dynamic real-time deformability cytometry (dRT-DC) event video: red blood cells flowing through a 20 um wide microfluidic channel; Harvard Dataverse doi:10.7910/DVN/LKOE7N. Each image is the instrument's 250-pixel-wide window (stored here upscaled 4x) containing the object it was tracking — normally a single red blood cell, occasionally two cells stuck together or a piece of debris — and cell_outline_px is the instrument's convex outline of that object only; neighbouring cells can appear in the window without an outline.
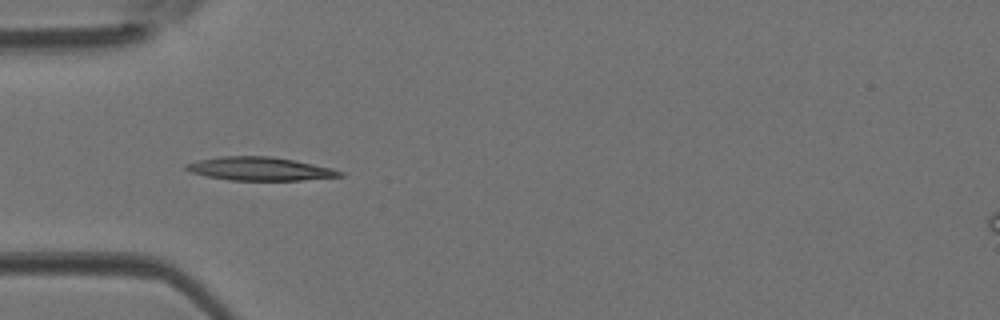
{"species": "Egyptian fruit bat (a non-hibernating species)", "species_latin": "Rousettus aegyptiacus", "temperature_condition": "room temperature", "stored_images_in_passage": 31, "camera_frame_rate_fps": 3000, "um_per_image_px": 0.085, "animal": {"sex": "female"}, "frame": {"image": 1, "passage_image": 1, "time_ms": 0.0, "image_size_px": [1000, 320], "cell_outline_px": [[344, 176], [300, 180], [228, 180], [208, 176], [192, 172], [184, 168], [184, 164], [200, 160], [220, 156], [272, 156], [332, 168], [344, 172]], "centroid_in_image_um": [22.09, 14.35], "position_along_channel_um": 62.9, "area_um2": 20.75}}
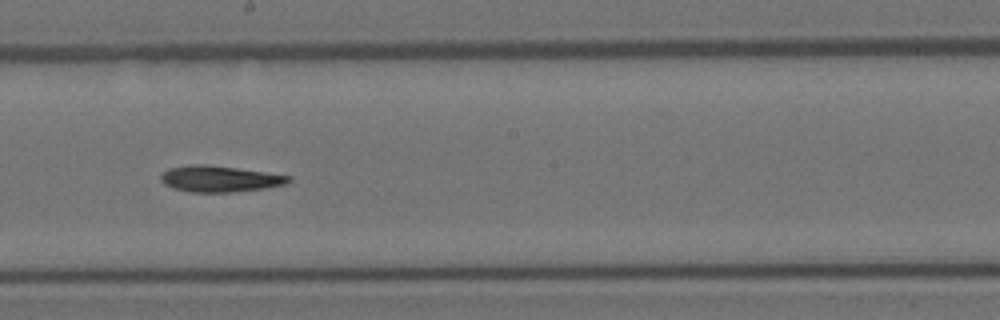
{"frame": {"image": 2, "passage_image": 12, "time_ms": 3.667, "image_size_px": [1000, 320], "cell_outline_px": [[292, 180], [284, 184], [264, 188], [232, 192], [192, 192], [172, 188], [164, 184], [160, 180], [160, 176], [168, 168], [188, 164], [204, 164], [236, 168], [292, 176]], "centroid_in_image_um": [18.63, 15.19], "position_along_channel_um": 229.6, "area_um2": 19.42}}
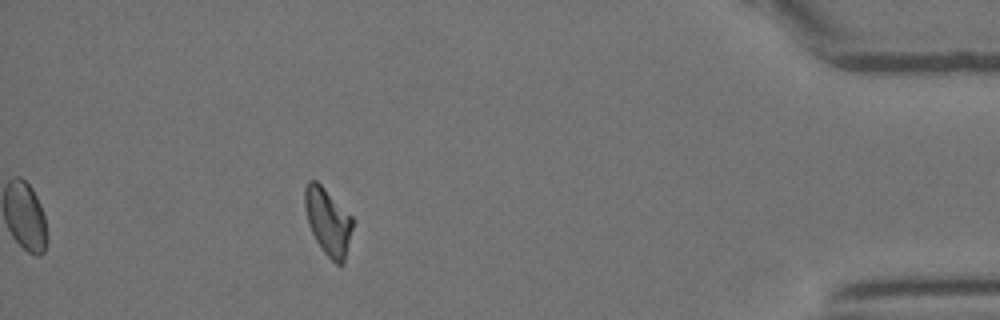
{"frame": {"image": 3, "passage_image": 27, "time_ms": 8.667, "image_size_px": [1000, 320], "cell_outline_px": [[352, 228], [344, 264], [336, 264], [324, 252], [316, 240], [308, 224], [304, 208], [304, 188], [308, 180], [316, 180], [352, 216]], "centroid_in_image_um": [27.85, 18.81], "position_along_channel_um": 407.3, "area_um2": 18.5}}